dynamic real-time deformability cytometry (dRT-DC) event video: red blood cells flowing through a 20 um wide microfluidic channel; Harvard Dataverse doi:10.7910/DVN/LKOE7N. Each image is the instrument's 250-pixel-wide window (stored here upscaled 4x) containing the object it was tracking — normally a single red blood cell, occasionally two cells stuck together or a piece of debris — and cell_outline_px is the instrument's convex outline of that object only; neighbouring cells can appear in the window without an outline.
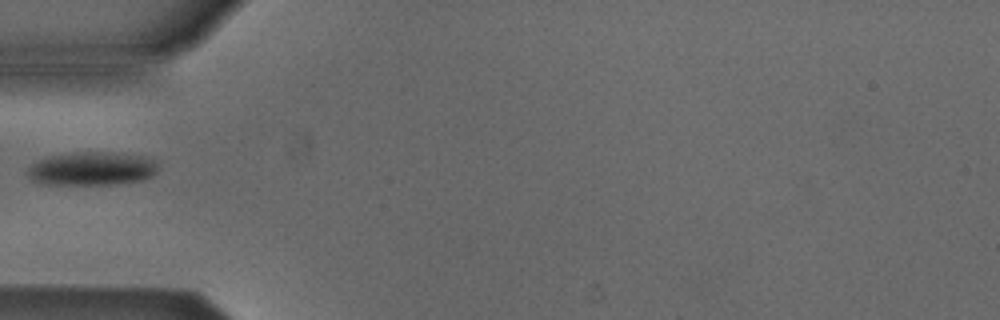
{"species": "Egyptian fruit bat (a non-hibernating species)", "species_latin": "Rousettus aegyptiacus", "temperature_condition": "cold", "stored_images_in_passage": 2, "camera_frame_rate_fps": 3000, "um_per_image_px": 0.085, "animal": {"sex": "male"}, "frame": {"image": 1, "passage_image": 1, "time_ms": 0.0, "image_size_px": [1000, 320], "cell_outline_px": [[160, 168], [152, 176], [144, 180], [116, 184], [44, 184], [32, 180], [24, 172], [32, 164], [48, 156], [72, 152], [112, 152], [144, 156], [160, 164]], "centroid_in_image_um": [7.83, 14.33], "position_along_channel_um": 77.2, "area_um2": 25.78}}
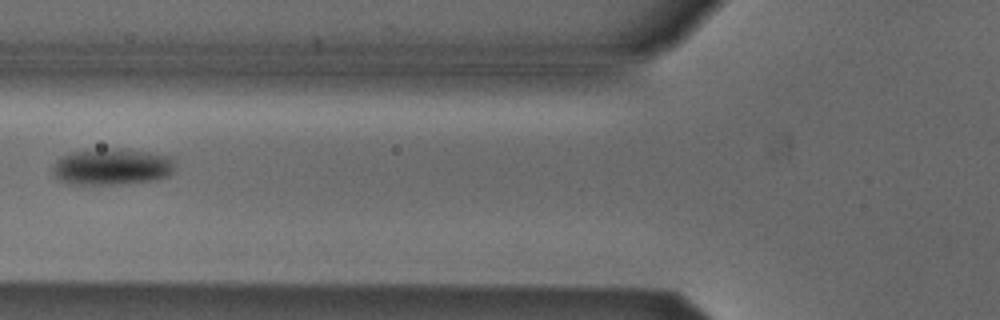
{"frame": {"image": 2, "passage_image": 2, "time_ms": 0.333, "image_size_px": [1000, 320], "cell_outline_px": [[172, 172], [168, 176], [156, 180], [120, 184], [64, 184], [56, 180], [52, 176], [52, 168], [56, 160], [60, 156], [72, 152], [104, 148], [120, 148], [148, 152], [172, 156]], "centroid_in_image_um": [9.44, 14.18], "position_along_channel_um": 116.4, "area_um2": 26.41}}